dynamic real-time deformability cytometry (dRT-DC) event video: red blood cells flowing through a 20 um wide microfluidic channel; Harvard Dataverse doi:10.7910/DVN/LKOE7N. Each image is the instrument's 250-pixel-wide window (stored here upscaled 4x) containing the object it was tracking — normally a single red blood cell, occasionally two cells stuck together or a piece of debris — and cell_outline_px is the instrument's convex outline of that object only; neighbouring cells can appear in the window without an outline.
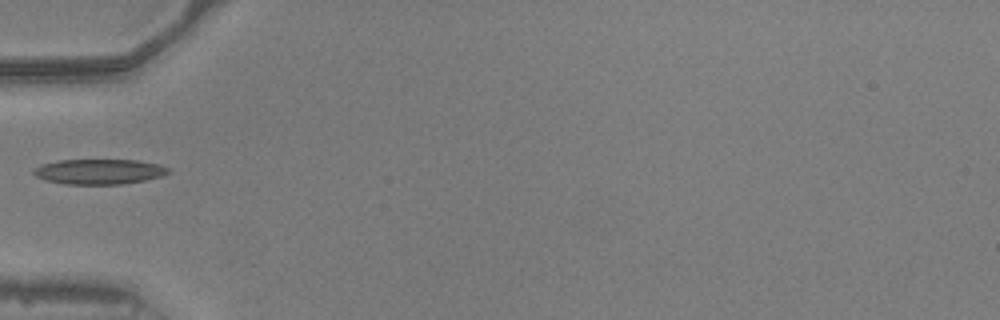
{"species": "common noctule bat (a hibernating species)", "species_latin": "Nyctalus noctula", "temperature_condition": "warm", "stored_images_in_passage": 4, "camera_frame_rate_fps": 3000, "um_per_image_px": 0.085, "animal": {"sex": "male", "body_mass_g": 20.5, "forearm_length_mm": 52.5}, "frame": {"image": 1, "passage_image": 1, "time_ms": 0.0, "image_size_px": [1000, 320], "cell_outline_px": [[172, 172], [160, 176], [144, 180], [120, 184], [64, 184], [44, 180], [36, 176], [32, 172], [32, 168], [40, 164], [60, 160], [140, 160], [160, 164], [168, 168]], "centroid_in_image_um": [8.4, 14.58], "position_along_channel_um": 76.6, "area_um2": 19.88}}